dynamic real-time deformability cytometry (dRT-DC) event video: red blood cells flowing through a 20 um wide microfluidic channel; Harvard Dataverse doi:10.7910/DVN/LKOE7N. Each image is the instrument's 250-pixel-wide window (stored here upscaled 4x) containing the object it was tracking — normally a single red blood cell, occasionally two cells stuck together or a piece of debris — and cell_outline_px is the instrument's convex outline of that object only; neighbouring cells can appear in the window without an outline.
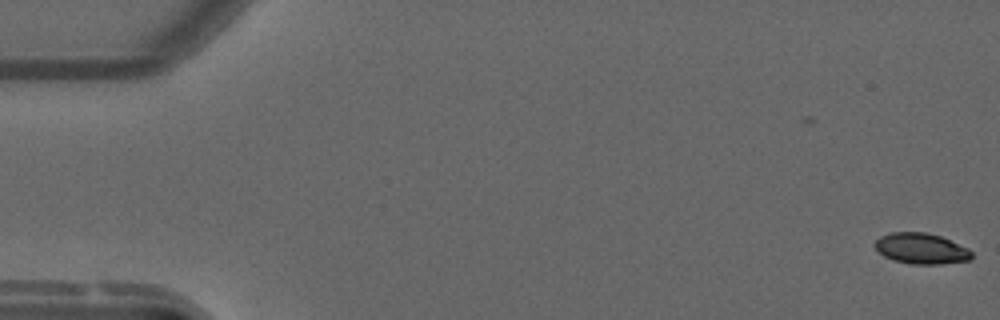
{"species": "common noctule bat (a hibernating species)", "species_latin": "Nyctalus noctula", "temperature_condition": "warm", "stored_images_in_passage": 11, "camera_frame_rate_fps": 3000, "um_per_image_px": 0.085, "animal": {"sex": "male", "forearm_length_mm": 52.5}, "frame": {"image": 1, "passage_image": 1, "time_ms": 0.0, "image_size_px": [1000, 320], "cell_outline_px": [[972, 260], [940, 264], [912, 264], [892, 260], [884, 256], [872, 244], [880, 236], [892, 232], [924, 232], [940, 236], [968, 248], [972, 252]], "centroid_in_image_um": [78.3, 21.13], "position_along_channel_um": 6.7, "area_um2": 17.4}}